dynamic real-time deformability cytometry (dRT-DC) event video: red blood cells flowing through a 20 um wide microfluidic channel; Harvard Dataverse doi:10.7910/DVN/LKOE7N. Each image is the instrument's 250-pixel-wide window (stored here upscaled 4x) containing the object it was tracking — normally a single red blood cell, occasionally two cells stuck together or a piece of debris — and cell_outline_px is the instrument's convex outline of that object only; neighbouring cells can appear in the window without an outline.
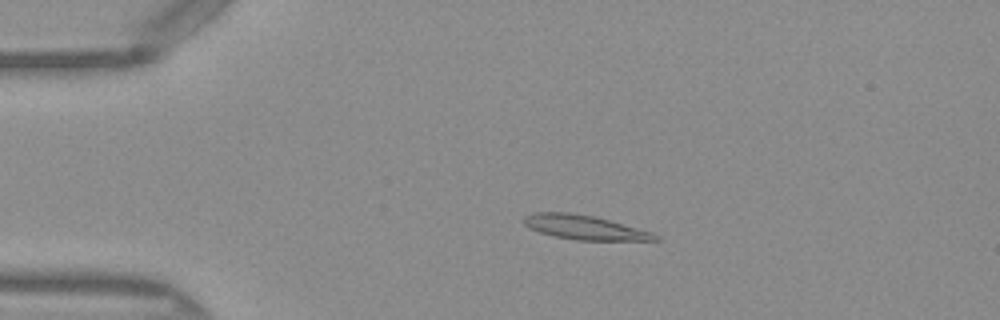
{"species": "Egyptian fruit bat (a non-hibernating species)", "species_latin": "Rousettus aegyptiacus", "temperature_condition": "warm", "stored_images_in_passage": 50, "camera_frame_rate_fps": 3000, "um_per_image_px": 0.085, "frame": {"image": 1, "passage_image": 11, "time_ms": 3.333, "image_size_px": [1000, 320], "cell_outline_px": [[660, 240], [576, 240], [552, 236], [528, 228], [524, 224], [524, 216], [532, 212], [572, 212], [596, 216], [652, 232], [660, 236]], "centroid_in_image_um": [49.66, 19.32], "position_along_channel_um": 35.3, "area_um2": 18.79}}
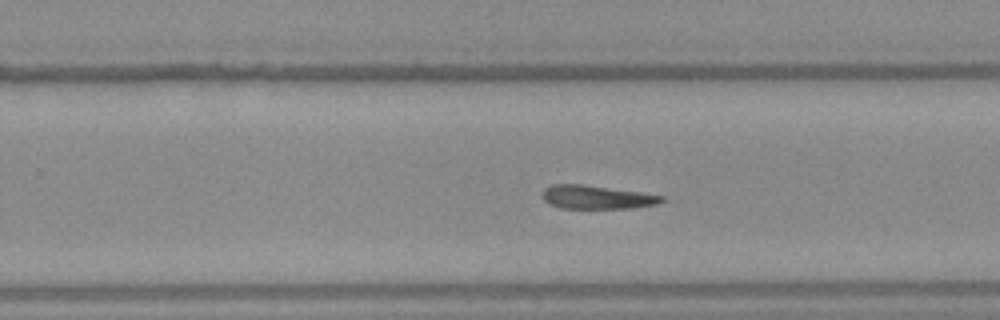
{"frame": {"image": 2, "passage_image": 32, "time_ms": 10.333, "image_size_px": [1000, 320], "cell_outline_px": [[664, 200], [656, 204], [628, 208], [560, 208], [548, 204], [544, 200], [544, 188], [552, 184], [580, 184], [640, 192], [664, 196]], "centroid_in_image_um": [50.69, 16.76], "position_along_channel_um": 279.1, "area_um2": 16.13}}
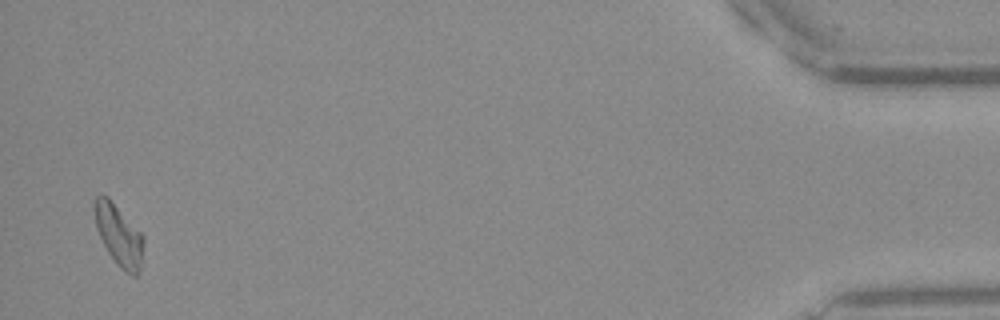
{"frame": {"image": 3, "passage_image": 49, "time_ms": 16.0, "image_size_px": [1000, 320], "cell_outline_px": [[144, 240], [140, 268], [136, 276], [132, 276], [124, 272], [116, 264], [108, 252], [96, 228], [92, 208], [96, 196], [100, 192], [108, 196], [144, 236]], "centroid_in_image_um": [10.07, 19.96], "position_along_channel_um": 425.1, "area_um2": 17.69}}